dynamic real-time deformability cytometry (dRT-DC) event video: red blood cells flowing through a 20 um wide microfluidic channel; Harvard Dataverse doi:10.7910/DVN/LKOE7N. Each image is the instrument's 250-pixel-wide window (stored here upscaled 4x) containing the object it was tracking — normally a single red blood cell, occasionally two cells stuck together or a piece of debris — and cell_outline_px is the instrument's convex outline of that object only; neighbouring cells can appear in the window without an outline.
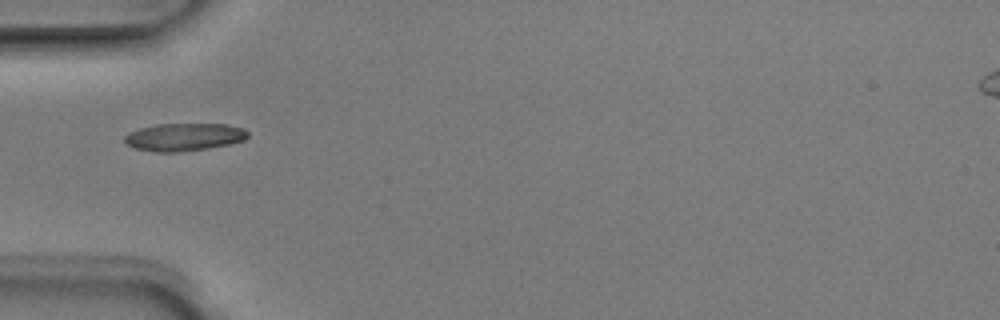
{"species": "Egyptian fruit bat (a non-hibernating species)", "species_latin": "Rousettus aegyptiacus", "temperature_condition": "room temperature", "stored_images_in_passage": 1, "camera_frame_rate_fps": 3000, "um_per_image_px": 0.085, "animal": {"sex": "male"}, "frame": {"image": 1, "passage_image": 1, "time_ms": 0.0, "image_size_px": [1000, 320], "cell_outline_px": [[248, 136], [244, 140], [228, 144], [208, 148], [176, 152], [156, 152], [136, 148], [128, 144], [124, 140], [124, 136], [140, 128], [156, 124], [224, 124], [244, 128], [248, 132]], "centroid_in_image_um": [15.67, 11.64], "position_along_channel_um": 69.3, "area_um2": 19.65}}